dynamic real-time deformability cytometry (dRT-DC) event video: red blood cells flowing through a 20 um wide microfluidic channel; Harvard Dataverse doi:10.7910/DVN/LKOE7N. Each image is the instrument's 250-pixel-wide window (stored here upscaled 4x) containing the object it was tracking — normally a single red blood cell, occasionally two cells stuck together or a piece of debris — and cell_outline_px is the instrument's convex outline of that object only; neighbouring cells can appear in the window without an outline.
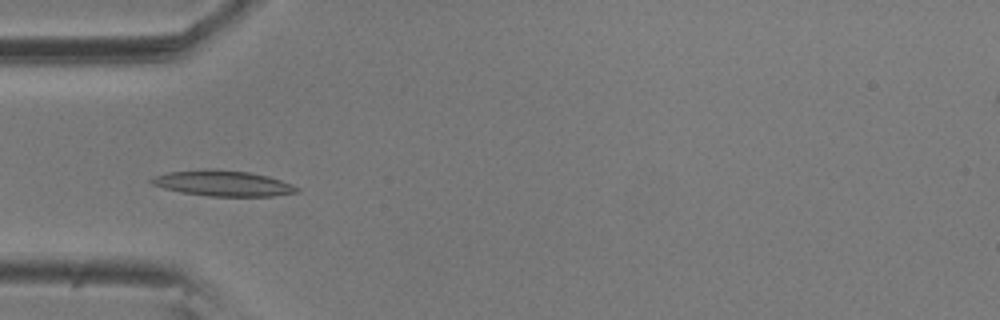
{"species": "common noctule bat (a hibernating species)", "species_latin": "Nyctalus noctula", "temperature_condition": "room temperature", "stored_images_in_passage": 5, "camera_frame_rate_fps": 3000, "um_per_image_px": 0.085, "animal": {"sex": "male", "body_mass_g": 20.5, "forearm_length_mm": 52.5}, "frame": {"image": 1, "passage_image": 4, "time_ms": 1.0, "image_size_px": [1000, 320], "cell_outline_px": [[300, 192], [272, 196], [208, 196], [180, 192], [164, 188], [152, 184], [148, 180], [156, 176], [168, 172], [212, 168], [248, 172], [268, 176], [292, 184], [300, 188]], "centroid_in_image_um": [18.97, 15.58], "position_along_channel_um": 66.0, "area_um2": 21.73}}
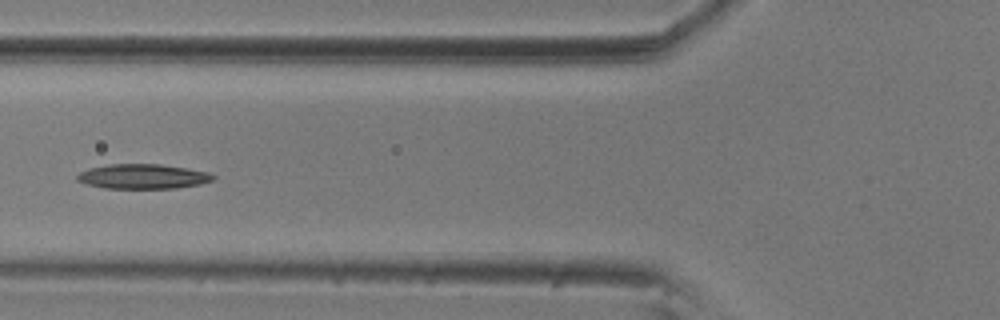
{"frame": {"image": 2, "passage_image": 5, "time_ms": 1.333, "image_size_px": [1000, 320], "cell_outline_px": [[216, 176], [212, 180], [200, 184], [176, 188], [104, 188], [88, 184], [76, 180], [76, 176], [80, 172], [88, 168], [108, 164], [160, 164], [188, 168], [208, 172]], "centroid_in_image_um": [12.14, 14.99], "position_along_channel_um": 113.7, "area_um2": 19.59}}